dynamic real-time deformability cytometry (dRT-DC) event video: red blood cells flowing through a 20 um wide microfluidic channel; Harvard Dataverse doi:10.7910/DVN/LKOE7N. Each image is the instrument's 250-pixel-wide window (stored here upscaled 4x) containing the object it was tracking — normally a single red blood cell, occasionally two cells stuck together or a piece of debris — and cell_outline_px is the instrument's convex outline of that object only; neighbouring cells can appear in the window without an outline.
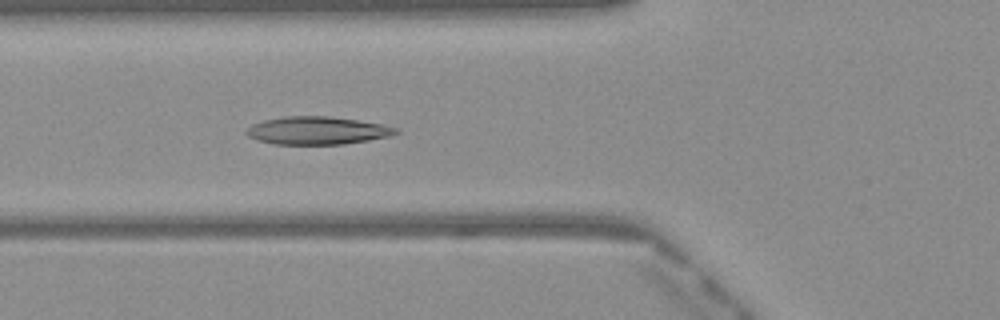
{"species": "Egyptian fruit bat (a non-hibernating species)", "species_latin": "Rousettus aegyptiacus", "temperature_condition": "warm", "stored_images_in_passage": 49, "camera_frame_rate_fps": 3000, "um_per_image_px": 0.085, "frame": {"image": 1, "passage_image": 18, "time_ms": 5.667, "image_size_px": [1000, 320], "cell_outline_px": [[400, 132], [392, 136], [344, 144], [272, 144], [256, 140], [248, 136], [244, 132], [252, 124], [264, 120], [284, 116], [328, 116], [360, 120], [400, 128]], "centroid_in_image_um": [26.98, 11.09], "position_along_channel_um": 98.8, "area_um2": 24.45}}
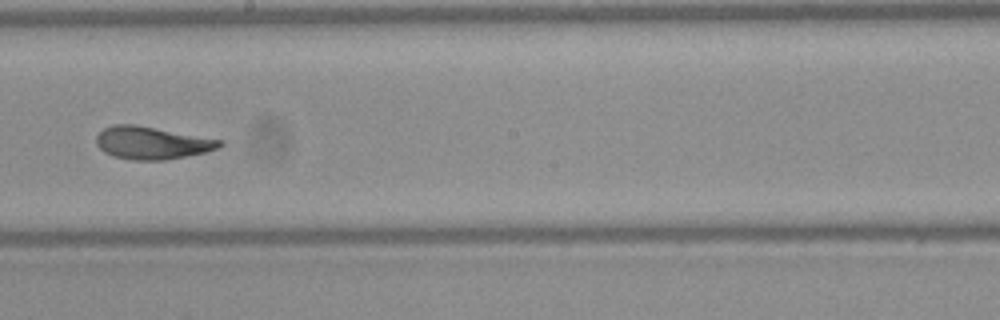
{"frame": {"image": 2, "passage_image": 28, "time_ms": 9.0, "image_size_px": [1000, 320], "cell_outline_px": [[224, 144], [216, 148], [204, 152], [164, 160], [132, 160], [112, 156], [104, 152], [96, 144], [96, 136], [104, 128], [112, 124], [136, 124], [224, 140]], "centroid_in_image_um": [12.88, 12.13], "position_along_channel_um": 235.3, "area_um2": 23.47}}
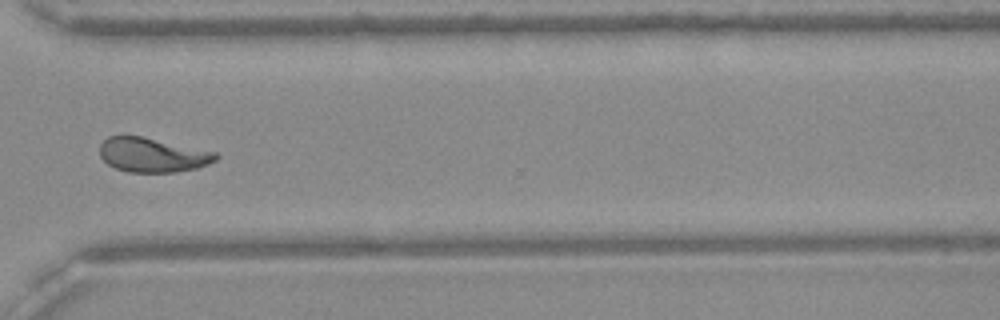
{"frame": {"image": 3, "passage_image": 37, "time_ms": 12.0, "image_size_px": [1000, 320], "cell_outline_px": [[220, 156], [216, 160], [208, 164], [196, 168], [176, 172], [128, 172], [116, 168], [108, 164], [100, 156], [100, 144], [108, 136], [140, 136], [216, 152]], "centroid_in_image_um": [12.96, 13.18], "position_along_channel_um": 357.6, "area_um2": 23.06}, "authors_computed_cell_mechanics": {"area_um2": 24.3338, "velocity_mm_per_s": 4.0799, "shape_relaxation_time_tau1_ms": 5.0622, "shape_relaxation_time_tau2_ms": 1.0972, "deformation_change_tau1": 0.1783, "deformation_change_tau2": 0.0695}}